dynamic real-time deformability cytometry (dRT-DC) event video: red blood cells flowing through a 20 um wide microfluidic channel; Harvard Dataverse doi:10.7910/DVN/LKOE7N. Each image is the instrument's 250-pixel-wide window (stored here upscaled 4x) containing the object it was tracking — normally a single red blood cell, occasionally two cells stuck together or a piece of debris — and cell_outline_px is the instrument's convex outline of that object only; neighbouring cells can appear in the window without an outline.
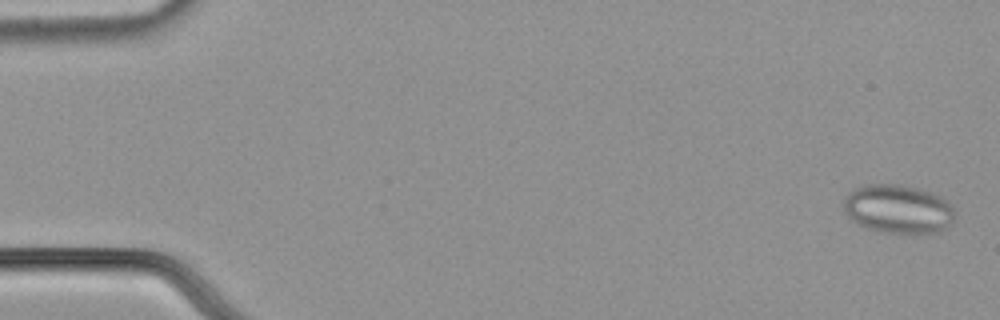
{"species": "common noctule bat (a hibernating species)", "species_latin": "Nyctalus noctula", "temperature_condition": "cold", "stored_images_in_passage": 58, "segment_of_instrument_passage": [1, 2], "camera_frame_rate_fps": 3000, "um_per_image_px": 0.085, "animal": {"sex": "male", "body_mass_g": 21.5, "forearm_length_mm": 52.0}, "frame": {"image": 1, "passage_image": 2, "time_ms": 0.333, "image_size_px": [1000, 320], "cell_outline_px": [[956, 220], [940, 232], [880, 232], [864, 228], [852, 220], [844, 212], [844, 196], [848, 192], [864, 184], [900, 184], [916, 188], [940, 196], [956, 212]], "centroid_in_image_um": [76.31, 17.76], "position_along_channel_um": 8.7, "area_um2": 31.62}}